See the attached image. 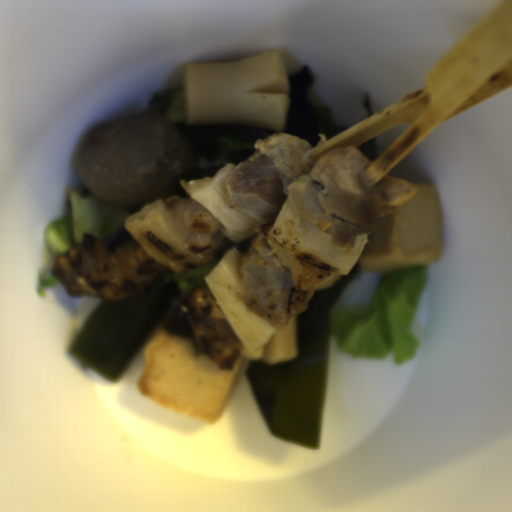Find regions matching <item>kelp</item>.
<instances>
[{
  "label": "kelp",
  "mask_w": 512,
  "mask_h": 512,
  "mask_svg": "<svg viewBox=\"0 0 512 512\" xmlns=\"http://www.w3.org/2000/svg\"><path fill=\"white\" fill-rule=\"evenodd\" d=\"M363 270L356 265L328 288L314 290L297 314V355L268 365L251 360L245 375L270 434L318 449L324 413L330 312Z\"/></svg>",
  "instance_id": "1"
},
{
  "label": "kelp",
  "mask_w": 512,
  "mask_h": 512,
  "mask_svg": "<svg viewBox=\"0 0 512 512\" xmlns=\"http://www.w3.org/2000/svg\"><path fill=\"white\" fill-rule=\"evenodd\" d=\"M184 299L169 274L131 302L112 304L99 299L69 355L116 383Z\"/></svg>",
  "instance_id": "2"
},
{
  "label": "kelp",
  "mask_w": 512,
  "mask_h": 512,
  "mask_svg": "<svg viewBox=\"0 0 512 512\" xmlns=\"http://www.w3.org/2000/svg\"><path fill=\"white\" fill-rule=\"evenodd\" d=\"M287 78L289 97L285 133L306 140L313 150L321 141L319 113L312 107L308 94L316 83L315 75L310 66L303 64L295 72L287 74Z\"/></svg>",
  "instance_id": "3"
},
{
  "label": "kelp",
  "mask_w": 512,
  "mask_h": 512,
  "mask_svg": "<svg viewBox=\"0 0 512 512\" xmlns=\"http://www.w3.org/2000/svg\"><path fill=\"white\" fill-rule=\"evenodd\" d=\"M377 136L370 138L362 144L355 147L368 159L374 160L376 158Z\"/></svg>",
  "instance_id": "4"
},
{
  "label": "kelp",
  "mask_w": 512,
  "mask_h": 512,
  "mask_svg": "<svg viewBox=\"0 0 512 512\" xmlns=\"http://www.w3.org/2000/svg\"><path fill=\"white\" fill-rule=\"evenodd\" d=\"M363 108H364V111H365V114L366 116H371L372 114H374V111L371 107V98H370V95L369 93L366 95L364 101H363Z\"/></svg>",
  "instance_id": "5"
}]
</instances>
